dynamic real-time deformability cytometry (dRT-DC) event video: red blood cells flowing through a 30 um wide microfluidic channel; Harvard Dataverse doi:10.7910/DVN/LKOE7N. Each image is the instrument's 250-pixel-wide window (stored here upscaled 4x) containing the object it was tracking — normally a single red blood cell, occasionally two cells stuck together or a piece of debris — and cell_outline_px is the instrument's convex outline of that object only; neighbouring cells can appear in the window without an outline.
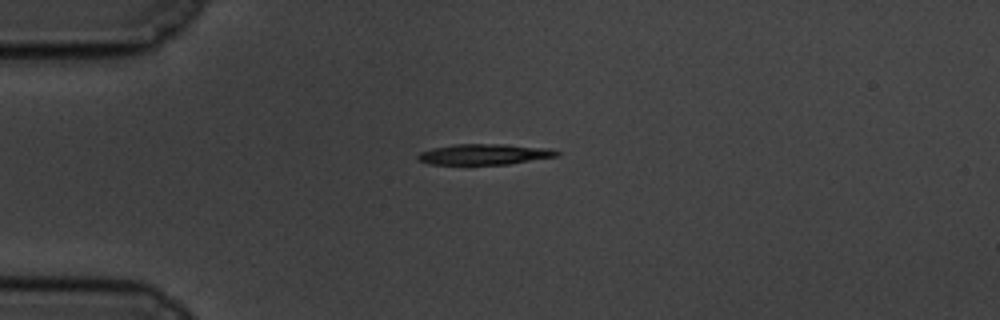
{"species": "common noctule bat (a hibernating species)", "species_latin": "Nyctalus noctula", "temperature_condition": "cold", "stored_images_in_passage": 46, "camera_frame_rate_fps": 3000, "um_per_image_px": 0.085, "animal": {"sex": "male", "body_mass_g": 19.5, "forearm_length_mm": 54.6}, "frame": {"image": 1, "passage_image": 3, "time_ms": 0.667, "image_size_px": [1000, 320], "cell_outline_px": [[560, 156], [508, 164], [428, 164], [420, 160], [416, 156], [420, 152], [432, 148], [452, 144], [504, 144], [548, 148], [560, 152]], "centroid_in_image_um": [41.18, 13.11], "position_along_channel_um": 43.8, "area_um2": 16.76}}
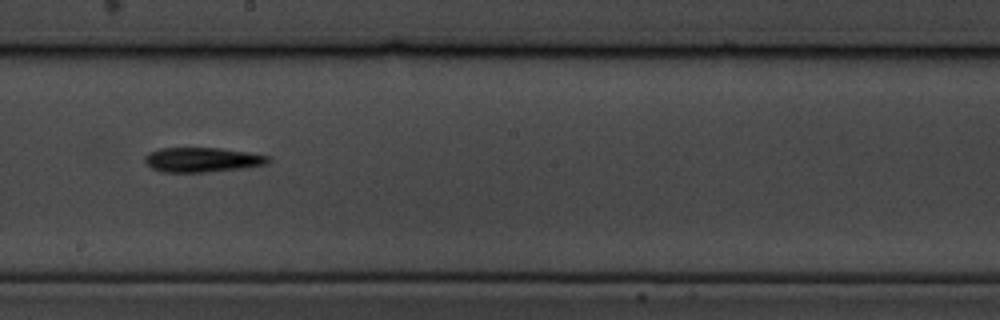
{"frame": {"image": 2, "passage_image": 21, "time_ms": 6.667, "image_size_px": [1000, 320], "cell_outline_px": [[272, 160], [268, 164], [244, 168], [204, 172], [160, 172], [152, 168], [144, 160], [144, 156], [148, 152], [160, 148], [220, 148], [272, 156]], "centroid_in_image_um": [17.21, 13.58], "position_along_channel_um": 231.0, "area_um2": 17.86}}
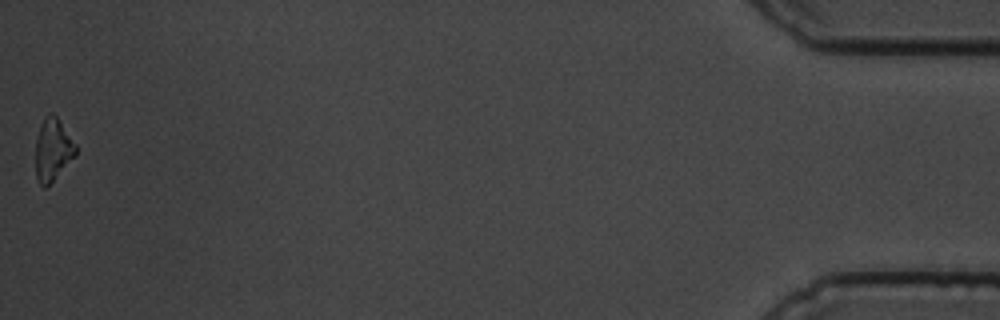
{"frame": {"image": 3, "passage_image": 46, "time_ms": 15.0, "image_size_px": [1000, 320], "cell_outline_px": [[76, 152], [52, 180], [44, 188], [40, 184], [36, 176], [36, 140], [40, 124], [44, 116], [48, 112], [52, 112], [56, 116], [76, 144]], "centroid_in_image_um": [4.45, 12.65], "position_along_channel_um": 430.8, "area_um2": 14.1}, "authors_computed_cell_mechanics": {"area_um2": 16.762, "velocity_mm_per_s": 3.5033, "shape_relaxation_time_tau1_ms": 3.9525, "shape_relaxation_time_tau2_ms": 7.5148, "deformation_change_tau1": 0.1279, "deformation_change_tau2": 0.1966}}